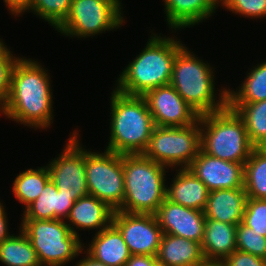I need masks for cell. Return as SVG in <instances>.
<instances>
[{"instance_id": "1", "label": "cell", "mask_w": 266, "mask_h": 266, "mask_svg": "<svg viewBox=\"0 0 266 266\" xmlns=\"http://www.w3.org/2000/svg\"><path fill=\"white\" fill-rule=\"evenodd\" d=\"M49 77L39 62L18 57L11 71L9 97L1 113L35 129L49 127L54 118Z\"/></svg>"}, {"instance_id": "2", "label": "cell", "mask_w": 266, "mask_h": 266, "mask_svg": "<svg viewBox=\"0 0 266 266\" xmlns=\"http://www.w3.org/2000/svg\"><path fill=\"white\" fill-rule=\"evenodd\" d=\"M145 48L123 70L115 90L131 96L170 84L176 54L184 47L174 38L153 34Z\"/></svg>"}, {"instance_id": "3", "label": "cell", "mask_w": 266, "mask_h": 266, "mask_svg": "<svg viewBox=\"0 0 266 266\" xmlns=\"http://www.w3.org/2000/svg\"><path fill=\"white\" fill-rule=\"evenodd\" d=\"M110 140L106 150L117 154H143L155 123L143 96L115 89L111 93Z\"/></svg>"}, {"instance_id": "4", "label": "cell", "mask_w": 266, "mask_h": 266, "mask_svg": "<svg viewBox=\"0 0 266 266\" xmlns=\"http://www.w3.org/2000/svg\"><path fill=\"white\" fill-rule=\"evenodd\" d=\"M194 55L185 46L176 54L170 85L200 116L226 108L228 90L215 99L213 68Z\"/></svg>"}, {"instance_id": "5", "label": "cell", "mask_w": 266, "mask_h": 266, "mask_svg": "<svg viewBox=\"0 0 266 266\" xmlns=\"http://www.w3.org/2000/svg\"><path fill=\"white\" fill-rule=\"evenodd\" d=\"M166 168L143 154H123L125 194L118 210L155 215L166 198Z\"/></svg>"}, {"instance_id": "6", "label": "cell", "mask_w": 266, "mask_h": 266, "mask_svg": "<svg viewBox=\"0 0 266 266\" xmlns=\"http://www.w3.org/2000/svg\"><path fill=\"white\" fill-rule=\"evenodd\" d=\"M201 150L222 160L244 164L255 146L243 119L229 106L199 117Z\"/></svg>"}, {"instance_id": "7", "label": "cell", "mask_w": 266, "mask_h": 266, "mask_svg": "<svg viewBox=\"0 0 266 266\" xmlns=\"http://www.w3.org/2000/svg\"><path fill=\"white\" fill-rule=\"evenodd\" d=\"M20 228L30 240L41 266H64L84 252L79 236L62 219H22Z\"/></svg>"}, {"instance_id": "8", "label": "cell", "mask_w": 266, "mask_h": 266, "mask_svg": "<svg viewBox=\"0 0 266 266\" xmlns=\"http://www.w3.org/2000/svg\"><path fill=\"white\" fill-rule=\"evenodd\" d=\"M200 121L184 127L155 126L143 155L166 167L188 168L201 149Z\"/></svg>"}, {"instance_id": "9", "label": "cell", "mask_w": 266, "mask_h": 266, "mask_svg": "<svg viewBox=\"0 0 266 266\" xmlns=\"http://www.w3.org/2000/svg\"><path fill=\"white\" fill-rule=\"evenodd\" d=\"M122 8L120 0H72L67 18L56 30L64 36L88 38L118 29L124 22Z\"/></svg>"}, {"instance_id": "10", "label": "cell", "mask_w": 266, "mask_h": 266, "mask_svg": "<svg viewBox=\"0 0 266 266\" xmlns=\"http://www.w3.org/2000/svg\"><path fill=\"white\" fill-rule=\"evenodd\" d=\"M85 171L89 195L118 210L125 194L123 155L109 150L95 153L85 149Z\"/></svg>"}, {"instance_id": "11", "label": "cell", "mask_w": 266, "mask_h": 266, "mask_svg": "<svg viewBox=\"0 0 266 266\" xmlns=\"http://www.w3.org/2000/svg\"><path fill=\"white\" fill-rule=\"evenodd\" d=\"M77 138L78 134L74 131L59 157L47 164L50 179L57 189L67 196H74L75 200L89 195L85 171V148L83 149Z\"/></svg>"}, {"instance_id": "12", "label": "cell", "mask_w": 266, "mask_h": 266, "mask_svg": "<svg viewBox=\"0 0 266 266\" xmlns=\"http://www.w3.org/2000/svg\"><path fill=\"white\" fill-rule=\"evenodd\" d=\"M112 224L122 234L131 255H157L163 232L155 215L116 210Z\"/></svg>"}, {"instance_id": "13", "label": "cell", "mask_w": 266, "mask_h": 266, "mask_svg": "<svg viewBox=\"0 0 266 266\" xmlns=\"http://www.w3.org/2000/svg\"><path fill=\"white\" fill-rule=\"evenodd\" d=\"M155 126L184 127L199 120L200 115L176 92L172 85L160 86L143 96Z\"/></svg>"}, {"instance_id": "14", "label": "cell", "mask_w": 266, "mask_h": 266, "mask_svg": "<svg viewBox=\"0 0 266 266\" xmlns=\"http://www.w3.org/2000/svg\"><path fill=\"white\" fill-rule=\"evenodd\" d=\"M209 191L244 188V164L208 155L201 149L188 167Z\"/></svg>"}, {"instance_id": "15", "label": "cell", "mask_w": 266, "mask_h": 266, "mask_svg": "<svg viewBox=\"0 0 266 266\" xmlns=\"http://www.w3.org/2000/svg\"><path fill=\"white\" fill-rule=\"evenodd\" d=\"M155 216L163 233L201 244L206 219L204 211L187 208L165 198Z\"/></svg>"}, {"instance_id": "16", "label": "cell", "mask_w": 266, "mask_h": 266, "mask_svg": "<svg viewBox=\"0 0 266 266\" xmlns=\"http://www.w3.org/2000/svg\"><path fill=\"white\" fill-rule=\"evenodd\" d=\"M113 215L114 210L108 204L93 195H86L74 202L66 220L71 232L79 236L73 226L100 232L112 224Z\"/></svg>"}, {"instance_id": "17", "label": "cell", "mask_w": 266, "mask_h": 266, "mask_svg": "<svg viewBox=\"0 0 266 266\" xmlns=\"http://www.w3.org/2000/svg\"><path fill=\"white\" fill-rule=\"evenodd\" d=\"M246 200L247 194L244 188L211 191L204 210L205 217L238 225L243 219Z\"/></svg>"}, {"instance_id": "18", "label": "cell", "mask_w": 266, "mask_h": 266, "mask_svg": "<svg viewBox=\"0 0 266 266\" xmlns=\"http://www.w3.org/2000/svg\"><path fill=\"white\" fill-rule=\"evenodd\" d=\"M178 168L176 177L166 189V198L184 207L204 211L209 189L188 168Z\"/></svg>"}, {"instance_id": "19", "label": "cell", "mask_w": 266, "mask_h": 266, "mask_svg": "<svg viewBox=\"0 0 266 266\" xmlns=\"http://www.w3.org/2000/svg\"><path fill=\"white\" fill-rule=\"evenodd\" d=\"M74 196L60 192L49 179L38 198L23 213V219L53 220L66 219L74 205Z\"/></svg>"}, {"instance_id": "20", "label": "cell", "mask_w": 266, "mask_h": 266, "mask_svg": "<svg viewBox=\"0 0 266 266\" xmlns=\"http://www.w3.org/2000/svg\"><path fill=\"white\" fill-rule=\"evenodd\" d=\"M156 259L168 266H200L206 261L200 243L167 233L162 235Z\"/></svg>"}, {"instance_id": "21", "label": "cell", "mask_w": 266, "mask_h": 266, "mask_svg": "<svg viewBox=\"0 0 266 266\" xmlns=\"http://www.w3.org/2000/svg\"><path fill=\"white\" fill-rule=\"evenodd\" d=\"M86 251L107 266H125L131 256L122 234L113 224L96 232Z\"/></svg>"}, {"instance_id": "22", "label": "cell", "mask_w": 266, "mask_h": 266, "mask_svg": "<svg viewBox=\"0 0 266 266\" xmlns=\"http://www.w3.org/2000/svg\"><path fill=\"white\" fill-rule=\"evenodd\" d=\"M236 229L237 225L206 218L201 242L205 259L223 261L236 251Z\"/></svg>"}, {"instance_id": "23", "label": "cell", "mask_w": 266, "mask_h": 266, "mask_svg": "<svg viewBox=\"0 0 266 266\" xmlns=\"http://www.w3.org/2000/svg\"><path fill=\"white\" fill-rule=\"evenodd\" d=\"M167 24L170 29L190 27L215 13L213 0H164Z\"/></svg>"}, {"instance_id": "24", "label": "cell", "mask_w": 266, "mask_h": 266, "mask_svg": "<svg viewBox=\"0 0 266 266\" xmlns=\"http://www.w3.org/2000/svg\"><path fill=\"white\" fill-rule=\"evenodd\" d=\"M20 230L0 243V261L6 266H41L30 240Z\"/></svg>"}, {"instance_id": "25", "label": "cell", "mask_w": 266, "mask_h": 266, "mask_svg": "<svg viewBox=\"0 0 266 266\" xmlns=\"http://www.w3.org/2000/svg\"><path fill=\"white\" fill-rule=\"evenodd\" d=\"M228 106L243 119L250 142L259 147L266 140V100Z\"/></svg>"}, {"instance_id": "26", "label": "cell", "mask_w": 266, "mask_h": 266, "mask_svg": "<svg viewBox=\"0 0 266 266\" xmlns=\"http://www.w3.org/2000/svg\"><path fill=\"white\" fill-rule=\"evenodd\" d=\"M247 198L266 199V151L255 147L244 165Z\"/></svg>"}, {"instance_id": "27", "label": "cell", "mask_w": 266, "mask_h": 266, "mask_svg": "<svg viewBox=\"0 0 266 266\" xmlns=\"http://www.w3.org/2000/svg\"><path fill=\"white\" fill-rule=\"evenodd\" d=\"M50 179L49 170L46 167L28 169L21 172L14 180L13 193L25 209L33 203L42 192L45 184Z\"/></svg>"}, {"instance_id": "28", "label": "cell", "mask_w": 266, "mask_h": 266, "mask_svg": "<svg viewBox=\"0 0 266 266\" xmlns=\"http://www.w3.org/2000/svg\"><path fill=\"white\" fill-rule=\"evenodd\" d=\"M238 91L228 89V103H253L266 100V62L253 67Z\"/></svg>"}, {"instance_id": "29", "label": "cell", "mask_w": 266, "mask_h": 266, "mask_svg": "<svg viewBox=\"0 0 266 266\" xmlns=\"http://www.w3.org/2000/svg\"><path fill=\"white\" fill-rule=\"evenodd\" d=\"M72 0H31L30 10L57 29L67 18Z\"/></svg>"}, {"instance_id": "30", "label": "cell", "mask_w": 266, "mask_h": 266, "mask_svg": "<svg viewBox=\"0 0 266 266\" xmlns=\"http://www.w3.org/2000/svg\"><path fill=\"white\" fill-rule=\"evenodd\" d=\"M237 250L266 259V237L261 236L242 222L236 229Z\"/></svg>"}, {"instance_id": "31", "label": "cell", "mask_w": 266, "mask_h": 266, "mask_svg": "<svg viewBox=\"0 0 266 266\" xmlns=\"http://www.w3.org/2000/svg\"><path fill=\"white\" fill-rule=\"evenodd\" d=\"M242 223L266 237V199L247 198Z\"/></svg>"}, {"instance_id": "32", "label": "cell", "mask_w": 266, "mask_h": 266, "mask_svg": "<svg viewBox=\"0 0 266 266\" xmlns=\"http://www.w3.org/2000/svg\"><path fill=\"white\" fill-rule=\"evenodd\" d=\"M18 58L0 41V111L4 109L10 92L11 71Z\"/></svg>"}, {"instance_id": "33", "label": "cell", "mask_w": 266, "mask_h": 266, "mask_svg": "<svg viewBox=\"0 0 266 266\" xmlns=\"http://www.w3.org/2000/svg\"><path fill=\"white\" fill-rule=\"evenodd\" d=\"M223 7L251 19L266 16V0H229Z\"/></svg>"}, {"instance_id": "34", "label": "cell", "mask_w": 266, "mask_h": 266, "mask_svg": "<svg viewBox=\"0 0 266 266\" xmlns=\"http://www.w3.org/2000/svg\"><path fill=\"white\" fill-rule=\"evenodd\" d=\"M226 266H266V259L239 250L223 260Z\"/></svg>"}, {"instance_id": "35", "label": "cell", "mask_w": 266, "mask_h": 266, "mask_svg": "<svg viewBox=\"0 0 266 266\" xmlns=\"http://www.w3.org/2000/svg\"><path fill=\"white\" fill-rule=\"evenodd\" d=\"M14 16H20L30 8L31 0H3Z\"/></svg>"}, {"instance_id": "36", "label": "cell", "mask_w": 266, "mask_h": 266, "mask_svg": "<svg viewBox=\"0 0 266 266\" xmlns=\"http://www.w3.org/2000/svg\"><path fill=\"white\" fill-rule=\"evenodd\" d=\"M156 261V256L131 255L125 266H154Z\"/></svg>"}, {"instance_id": "37", "label": "cell", "mask_w": 266, "mask_h": 266, "mask_svg": "<svg viewBox=\"0 0 266 266\" xmlns=\"http://www.w3.org/2000/svg\"><path fill=\"white\" fill-rule=\"evenodd\" d=\"M5 208L3 205L0 206V243L9 238L11 235L8 233V220L6 217Z\"/></svg>"}, {"instance_id": "38", "label": "cell", "mask_w": 266, "mask_h": 266, "mask_svg": "<svg viewBox=\"0 0 266 266\" xmlns=\"http://www.w3.org/2000/svg\"><path fill=\"white\" fill-rule=\"evenodd\" d=\"M87 256H85L82 260L80 259L76 266H107L100 261H97L93 257H91L87 252Z\"/></svg>"}, {"instance_id": "39", "label": "cell", "mask_w": 266, "mask_h": 266, "mask_svg": "<svg viewBox=\"0 0 266 266\" xmlns=\"http://www.w3.org/2000/svg\"><path fill=\"white\" fill-rule=\"evenodd\" d=\"M200 266H226V264L223 261L218 260H206L204 263H202Z\"/></svg>"}, {"instance_id": "40", "label": "cell", "mask_w": 266, "mask_h": 266, "mask_svg": "<svg viewBox=\"0 0 266 266\" xmlns=\"http://www.w3.org/2000/svg\"><path fill=\"white\" fill-rule=\"evenodd\" d=\"M228 1H229V0H213V2H214V4H215L216 7H218V5H219L220 3H222L221 6H222V5L224 6Z\"/></svg>"}, {"instance_id": "41", "label": "cell", "mask_w": 266, "mask_h": 266, "mask_svg": "<svg viewBox=\"0 0 266 266\" xmlns=\"http://www.w3.org/2000/svg\"><path fill=\"white\" fill-rule=\"evenodd\" d=\"M259 148L266 151V140L259 146Z\"/></svg>"}, {"instance_id": "42", "label": "cell", "mask_w": 266, "mask_h": 266, "mask_svg": "<svg viewBox=\"0 0 266 266\" xmlns=\"http://www.w3.org/2000/svg\"><path fill=\"white\" fill-rule=\"evenodd\" d=\"M154 266H168V265L163 264V263H161L159 261H156L155 264H154Z\"/></svg>"}]
</instances>
